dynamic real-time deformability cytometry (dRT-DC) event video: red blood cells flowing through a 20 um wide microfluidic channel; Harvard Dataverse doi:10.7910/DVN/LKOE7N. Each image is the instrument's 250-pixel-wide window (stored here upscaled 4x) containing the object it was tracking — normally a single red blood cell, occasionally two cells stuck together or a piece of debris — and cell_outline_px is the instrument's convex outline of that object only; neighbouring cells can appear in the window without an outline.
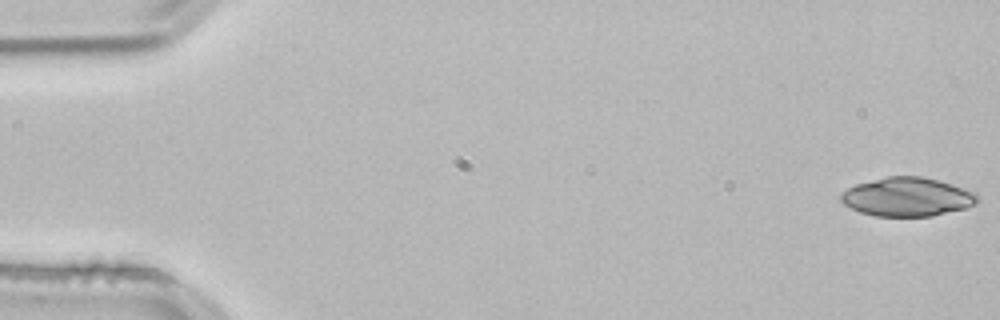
{"species": "common noctule bat (a hibernating species)", "species_latin": "Nyctalus noctula", "temperature_condition": "room temperature", "stored_images_in_passage": 54, "camera_frame_rate_fps": 3000, "um_per_image_px": 0.085, "animal": {"sex": "male", "body_mass_g": 21.5, "forearm_length_mm": 52.0}, "frame": {"image": 1, "passage_image": 1, "time_ms": 0.0, "image_size_px": [1000, 320], "cell_outline_px": [[980, 200], [976, 204], [964, 208], [932, 216], [876, 216], [860, 212], [844, 204], [840, 200], [840, 192], [856, 184], [888, 176], [920, 176], [952, 184], [976, 192], [980, 196]], "centroid_in_image_um": [77.13, 16.74], "position_along_channel_um": 7.9, "area_um2": 30.87}}